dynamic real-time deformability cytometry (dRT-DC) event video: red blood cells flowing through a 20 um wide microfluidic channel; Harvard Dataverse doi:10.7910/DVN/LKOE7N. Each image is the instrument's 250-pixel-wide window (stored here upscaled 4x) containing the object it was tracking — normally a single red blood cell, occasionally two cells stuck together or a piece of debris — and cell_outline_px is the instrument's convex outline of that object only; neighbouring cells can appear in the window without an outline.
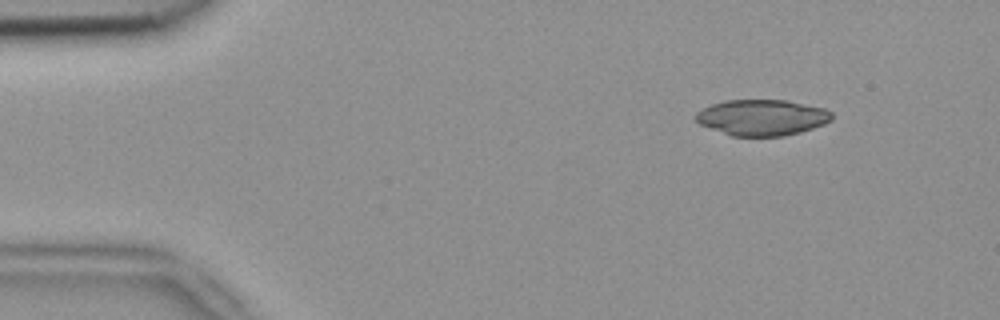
{"species": "common noctule bat (a hibernating species)", "species_latin": "Nyctalus noctula", "temperature_condition": "room temperature", "stored_images_in_passage": 3, "camera_frame_rate_fps": 3000, "um_per_image_px": 0.085, "animal": {"sex": "female", "body_mass_g": 18.4}, "frame": {"image": 1, "passage_image": 1, "time_ms": 0.0, "image_size_px": [1000, 320], "cell_outline_px": [[832, 120], [824, 124], [800, 132], [784, 136], [732, 136], [700, 124], [696, 120], [696, 112], [712, 104], [724, 100], [788, 100], [824, 108], [832, 112]], "centroid_in_image_um": [64.79, 9.98], "position_along_channel_um": 20.2, "area_um2": 28.44}}